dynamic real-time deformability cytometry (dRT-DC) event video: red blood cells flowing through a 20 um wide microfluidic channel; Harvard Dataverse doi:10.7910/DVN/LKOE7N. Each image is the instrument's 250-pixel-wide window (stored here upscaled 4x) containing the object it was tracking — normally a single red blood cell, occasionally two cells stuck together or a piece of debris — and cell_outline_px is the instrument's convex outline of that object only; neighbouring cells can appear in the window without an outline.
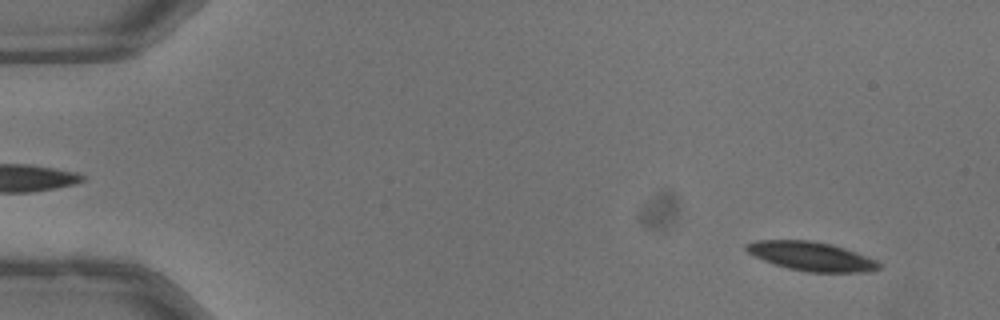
{"species": "common noctule bat (a hibernating species)", "species_latin": "Nyctalus noctula", "temperature_condition": "warm", "stored_images_in_passage": 52, "camera_frame_rate_fps": 3000, "um_per_image_px": 0.085, "animal": {"sex": "male", "body_mass_g": 13.3}, "frame": {"image": 1, "passage_image": 4, "time_ms": 1.0, "image_size_px": [1000, 320], "cell_outline_px": [[880, 268], [860, 272], [808, 272], [788, 268], [764, 260], [748, 252], [744, 248], [748, 244], [760, 240], [808, 240], [828, 244], [844, 248], [864, 256], [880, 264]], "centroid_in_image_um": [68.92, 21.78], "position_along_channel_um": 16.1, "area_um2": 21.62}}
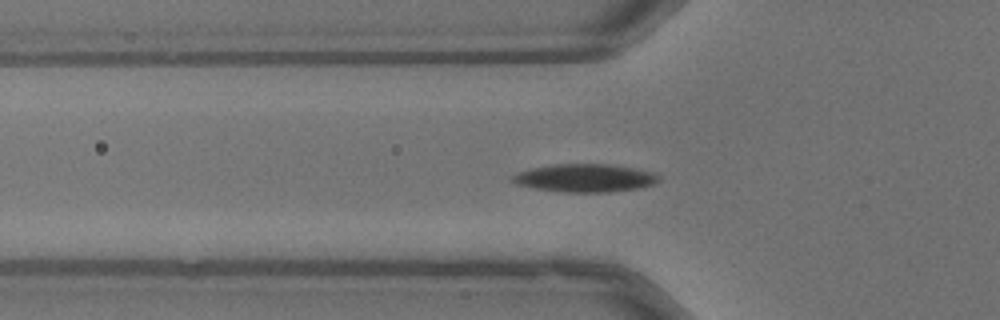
{"frame": {"image": 2, "passage_image": 18, "time_ms": 5.667, "image_size_px": [1000, 320], "cell_outline_px": [[660, 180], [652, 184], [636, 188], [608, 192], [560, 192], [536, 188], [520, 184], [512, 180], [512, 176], [520, 172], [536, 168], [556, 164], [608, 164], [632, 168], [652, 172]], "centroid_in_image_um": [49.74, 15.13], "position_along_channel_um": 76.1, "area_um2": 23.18}}
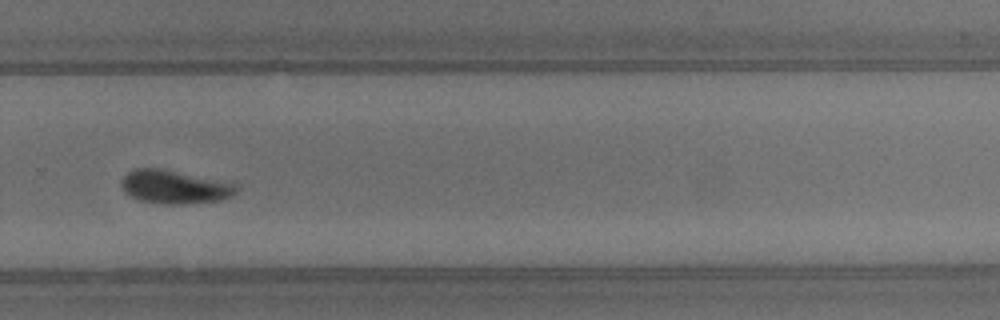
{"frame": {"image": 3, "passage_image": 36, "time_ms": 11.667, "image_size_px": [1000, 320], "cell_outline_px": [[240, 188], [232, 196], [224, 200], [184, 204], [164, 204], [140, 200], [124, 192], [120, 184], [120, 180], [128, 172], [136, 168], [160, 168], [232, 184]], "centroid_in_image_um": [14.79, 15.9], "position_along_channel_um": 315.0, "area_um2": 22.08}, "authors_computed_cell_mechanics": {"area_um2": 21.7906, "velocity_mm_per_s": 3.9911, "shape_relaxation_time_tau1_ms": 3.7223, "shape_relaxation_time_tau2_ms": 8.1568, "deformation_change_tau1": 0.1124, "deformation_change_tau2": 0.129}}